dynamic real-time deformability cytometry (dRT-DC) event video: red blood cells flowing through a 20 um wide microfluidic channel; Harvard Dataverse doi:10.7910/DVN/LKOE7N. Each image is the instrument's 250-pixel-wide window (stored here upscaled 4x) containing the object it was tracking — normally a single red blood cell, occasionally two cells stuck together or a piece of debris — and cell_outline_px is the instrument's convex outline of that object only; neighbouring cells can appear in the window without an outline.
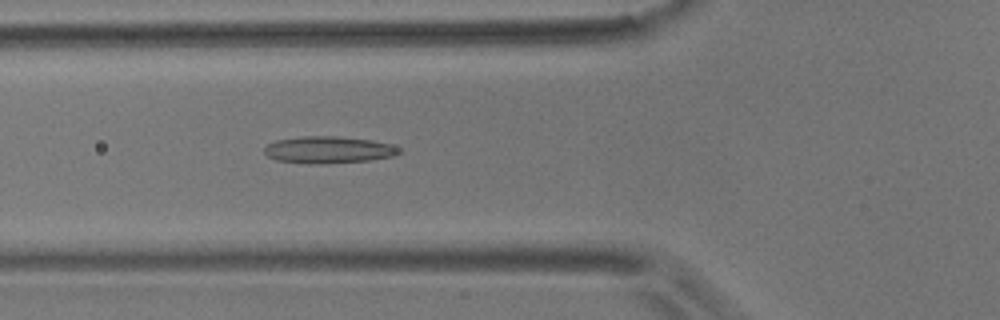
{"species": "common noctule bat (a hibernating species)", "species_latin": "Nyctalus noctula", "temperature_condition": "room temperature", "stored_images_in_passage": 5, "camera_frame_rate_fps": 3000, "um_per_image_px": 0.085, "animal": {"sex": "male", "body_mass_g": 17.9}, "frame": {"image": 1, "passage_image": 5, "time_ms": 1.333, "image_size_px": [1000, 320], "cell_outline_px": [[404, 152], [392, 156], [372, 160], [320, 164], [308, 164], [276, 160], [268, 156], [264, 152], [264, 148], [268, 144], [276, 140], [304, 136], [336, 136], [372, 140], [388, 144], [400, 148]], "centroid_in_image_um": [27.93, 12.74], "position_along_channel_um": 97.9, "area_um2": 21.21}}